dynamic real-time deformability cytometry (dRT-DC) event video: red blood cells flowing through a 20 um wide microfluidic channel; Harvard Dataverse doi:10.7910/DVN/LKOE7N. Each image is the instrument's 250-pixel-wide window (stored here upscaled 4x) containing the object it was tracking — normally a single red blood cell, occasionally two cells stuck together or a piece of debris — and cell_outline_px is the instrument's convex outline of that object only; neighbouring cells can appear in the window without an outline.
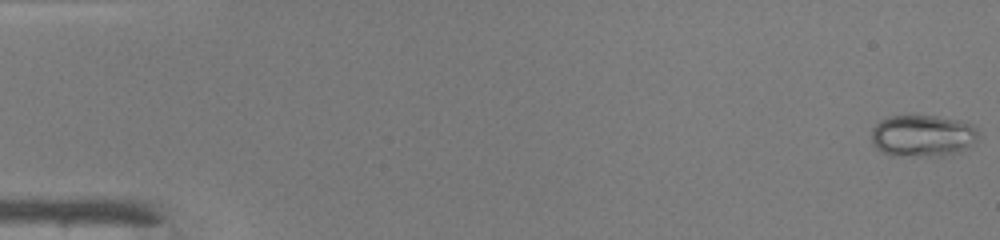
{"species": "common noctule bat (a hibernating species)", "species_latin": "Nyctalus noctula", "temperature_condition": "warm", "stored_images_in_passage": 48, "camera_frame_rate_fps": 3000, "um_per_image_px": 0.085, "animal": {"sex": "male", "body_mass_g": 19.0, "forearm_length_mm": 50.8}, "frame": {"image": 1, "passage_image": 1, "time_ms": 0.0, "image_size_px": [1000, 240], "cell_outline_px": [[976, 144], [968, 148], [956, 152], [940, 156], [892, 156], [876, 148], [872, 144], [872, 128], [880, 120], [888, 116], [936, 116], [960, 120], [972, 124], [976, 128]], "centroid_in_image_um": [78.41, 11.54], "position_along_channel_um": 6.6, "area_um2": 26.24}}
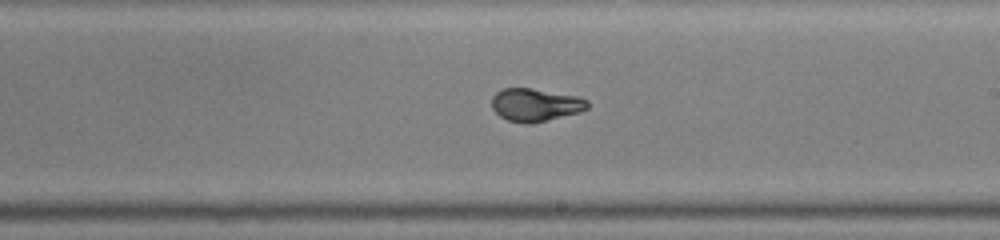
{"frame": {"image": 2, "passage_image": 29, "time_ms": 9.333, "image_size_px": [1000, 240], "cell_outline_px": [[588, 108], [580, 112], [532, 124], [524, 124], [508, 120], [500, 116], [492, 108], [492, 96], [496, 92], [504, 88], [532, 88], [576, 96], [588, 100]], "centroid_in_image_um": [45.5, 8.92], "position_along_channel_um": 243.5, "area_um2": 18.38}}
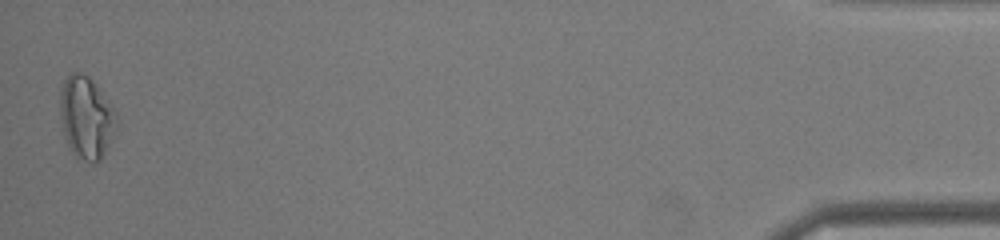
{"frame": {"image": 3, "passage_image": 48, "time_ms": 15.667, "image_size_px": [1000, 240], "cell_outline_px": [[116, 128], [100, 160], [96, 164], [92, 164], [76, 156], [68, 148], [60, 116], [60, 92], [64, 80], [68, 72], [80, 72], [88, 76], [96, 84], [112, 104], [116, 116]], "centroid_in_image_um": [7.31, 9.97], "position_along_channel_um": 427.9, "area_um2": 27.11}, "authors_computed_cell_mechanics": {"area_um2": 18.9584, "velocity_mm_per_s": 4.2721, "shape_relaxation_time_tau1_ms": 5.6038, "shape_relaxation_time_tau2_ms": null, "deformation_change_tau1": 0.238, "deformation_change_tau2": null}}